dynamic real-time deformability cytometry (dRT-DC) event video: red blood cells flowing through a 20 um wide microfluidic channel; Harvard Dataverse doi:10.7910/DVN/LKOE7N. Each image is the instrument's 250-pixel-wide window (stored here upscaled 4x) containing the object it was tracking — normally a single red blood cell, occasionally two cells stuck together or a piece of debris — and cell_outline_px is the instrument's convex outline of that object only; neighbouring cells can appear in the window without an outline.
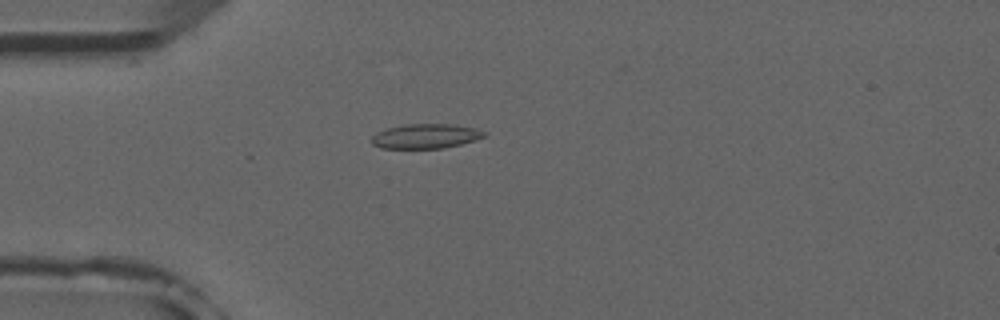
{"species": "common noctule bat (a hibernating species)", "species_latin": "Nyctalus noctula", "temperature_condition": "room temperature", "stored_images_in_passage": 4, "camera_frame_rate_fps": 3000, "um_per_image_px": 0.085, "animal": {"sex": "male", "forearm_length_mm": 52.5}, "frame": {"image": 1, "passage_image": 4, "time_ms": 4.333, "image_size_px": [1000, 320], "cell_outline_px": [[488, 132], [484, 136], [476, 140], [460, 144], [440, 148], [380, 148], [372, 144], [372, 136], [376, 132], [388, 128], [404, 124], [452, 124], [472, 128]], "centroid_in_image_um": [36.15, 11.57], "position_along_channel_um": 48.8, "area_um2": 16.01}}